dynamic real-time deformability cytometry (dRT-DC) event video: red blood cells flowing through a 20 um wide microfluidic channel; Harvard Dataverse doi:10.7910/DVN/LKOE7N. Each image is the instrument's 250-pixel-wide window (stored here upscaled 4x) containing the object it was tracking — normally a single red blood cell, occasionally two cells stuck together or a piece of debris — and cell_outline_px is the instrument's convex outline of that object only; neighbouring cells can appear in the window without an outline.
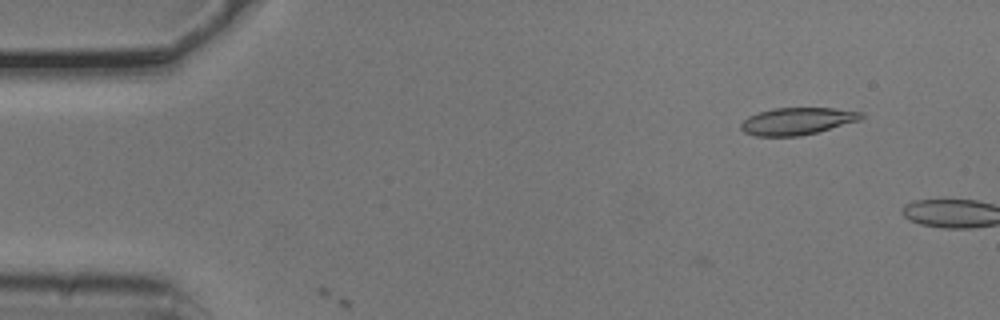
{"species": "common noctule bat (a hibernating species)", "species_latin": "Nyctalus noctula", "temperature_condition": "cold", "stored_images_in_passage": 2, "camera_frame_rate_fps": 3000, "um_per_image_px": 0.085, "animal": {"sex": "male", "body_mass_g": 20.5, "forearm_length_mm": 52.5}, "frame": {"image": 1, "passage_image": 1, "time_ms": 0.0, "image_size_px": [1000, 320], "cell_outline_px": [[864, 116], [860, 120], [816, 132], [800, 136], [756, 136], [744, 132], [740, 128], [740, 124], [748, 116], [772, 108], [832, 108], [864, 112]], "centroid_in_image_um": [67.75, 10.29], "position_along_channel_um": 17.2, "area_um2": 18.96}}